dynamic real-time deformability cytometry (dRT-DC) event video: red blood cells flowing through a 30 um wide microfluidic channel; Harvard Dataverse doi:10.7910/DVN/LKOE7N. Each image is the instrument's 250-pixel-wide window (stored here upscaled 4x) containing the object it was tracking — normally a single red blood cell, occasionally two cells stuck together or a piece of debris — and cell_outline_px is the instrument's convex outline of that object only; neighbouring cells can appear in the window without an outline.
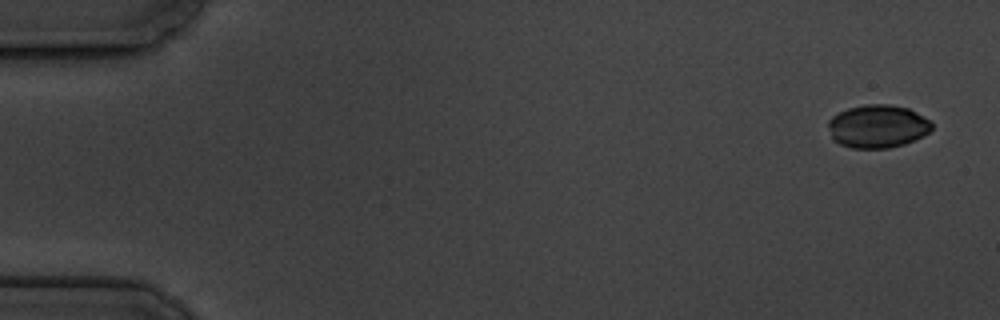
{"species": "common noctule bat (a hibernating species)", "species_latin": "Nyctalus noctula", "temperature_condition": "cold", "stored_images_in_passage": 8, "camera_frame_rate_fps": 3000, "um_per_image_px": 0.085, "animal": {"sex": "male", "body_mass_g": 19.5, "forearm_length_mm": 54.6}, "frame": {"image": 1, "passage_image": 1, "time_ms": 0.0, "image_size_px": [1000, 320], "cell_outline_px": [[932, 128], [924, 136], [904, 144], [888, 148], [852, 148], [840, 144], [832, 140], [828, 128], [828, 120], [832, 116], [848, 108], [864, 104], [888, 104], [908, 108], [928, 120], [932, 124]], "centroid_in_image_um": [74.56, 10.74], "position_along_channel_um": 10.4, "area_um2": 26.01}}
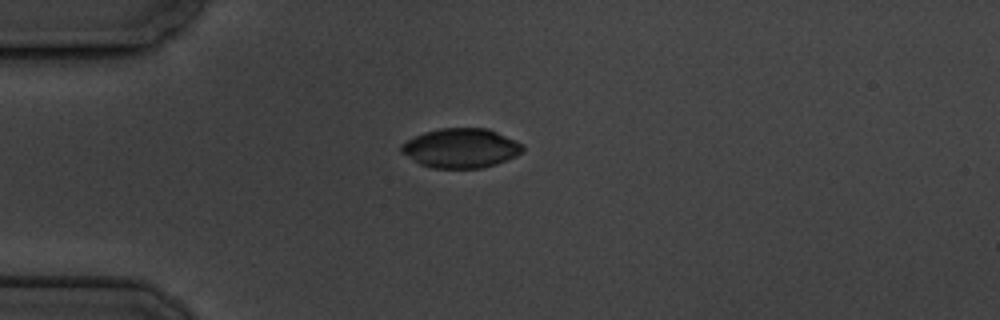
{"frame": {"image": 2, "passage_image": 5, "time_ms": 4.333, "image_size_px": [1000, 320], "cell_outline_px": [[524, 148], [516, 156], [496, 164], [480, 168], [432, 168], [420, 164], [400, 152], [400, 144], [424, 132], [440, 128], [488, 128], [524, 144]], "centroid_in_image_um": [39.17, 12.59], "position_along_channel_um": 45.8, "area_um2": 27.86}}
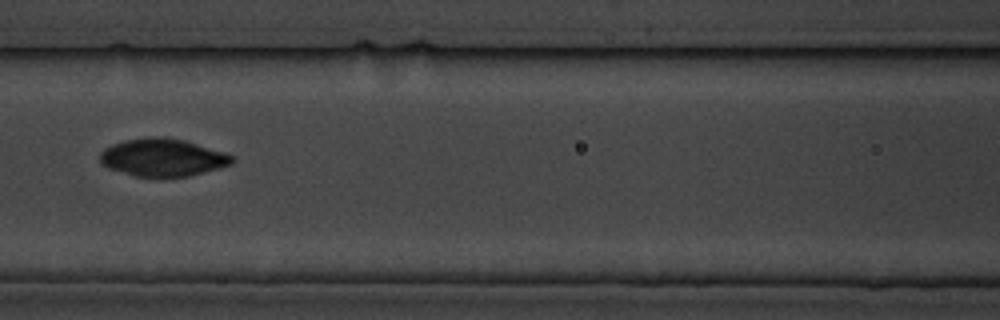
{"frame": {"image": 3, "passage_image": 8, "time_ms": 8.0, "image_size_px": [1000, 320], "cell_outline_px": [[236, 156], [232, 164], [220, 168], [188, 176], [136, 176], [108, 168], [100, 164], [100, 152], [104, 148], [112, 144], [124, 140], [148, 136], [160, 136], [184, 140], [224, 152]], "centroid_in_image_um": [13.82, 13.37], "position_along_channel_um": 152.8, "area_um2": 29.02}}